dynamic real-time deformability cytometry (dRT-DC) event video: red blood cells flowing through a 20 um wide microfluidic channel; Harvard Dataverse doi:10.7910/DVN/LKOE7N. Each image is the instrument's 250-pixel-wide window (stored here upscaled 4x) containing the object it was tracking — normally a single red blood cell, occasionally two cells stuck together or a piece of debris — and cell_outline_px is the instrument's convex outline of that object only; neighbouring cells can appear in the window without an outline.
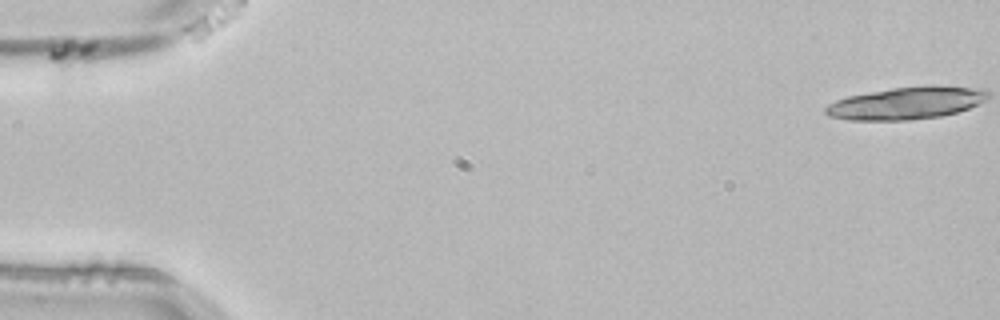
{"species": "common noctule bat (a hibernating species)", "species_latin": "Nyctalus noctula", "temperature_condition": "room temperature", "stored_images_in_passage": 5, "camera_frame_rate_fps": 3000, "um_per_image_px": 0.085, "animal": {"sex": "male", "body_mass_g": 21.5, "forearm_length_mm": 52.0}, "frame": {"image": 1, "passage_image": 1, "time_ms": 0.0, "image_size_px": [1000, 320], "cell_outline_px": [[124, 52], [88, 84], [80, 88], [60, 92], [52, 92], [48, 56], [48, 52], [52, 44], [64, 40], [72, 40], [124, 48]], "centroid_in_image_um": [6.67, 5.37], "position_along_channel_um": 78.3, "area_um2": 19.25}}
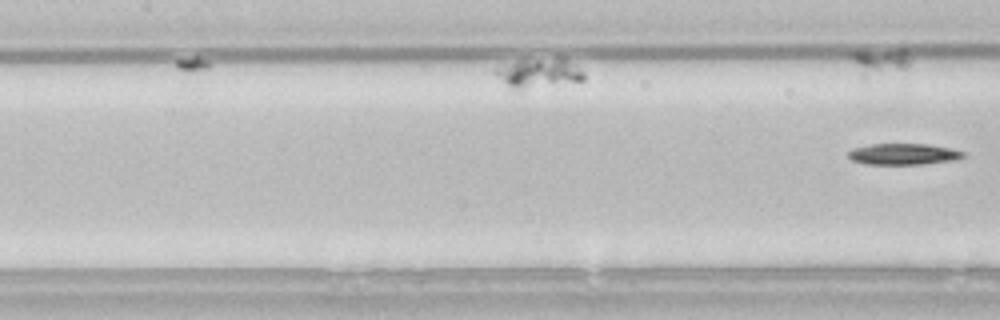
{"frame": {"image": 2, "passage_image": 5, "time_ms": 1.333, "image_size_px": [1000, 320], "cell_outline_px": [[964, 156], [956, 160], [920, 164], [864, 164], [852, 160], [848, 156], [848, 152], [852, 148], [872, 144], [928, 144], [952, 148], [964, 152]], "centroid_in_image_um": [76.79, 13.09], "position_along_channel_um": 130.6, "area_um2": 14.22}}